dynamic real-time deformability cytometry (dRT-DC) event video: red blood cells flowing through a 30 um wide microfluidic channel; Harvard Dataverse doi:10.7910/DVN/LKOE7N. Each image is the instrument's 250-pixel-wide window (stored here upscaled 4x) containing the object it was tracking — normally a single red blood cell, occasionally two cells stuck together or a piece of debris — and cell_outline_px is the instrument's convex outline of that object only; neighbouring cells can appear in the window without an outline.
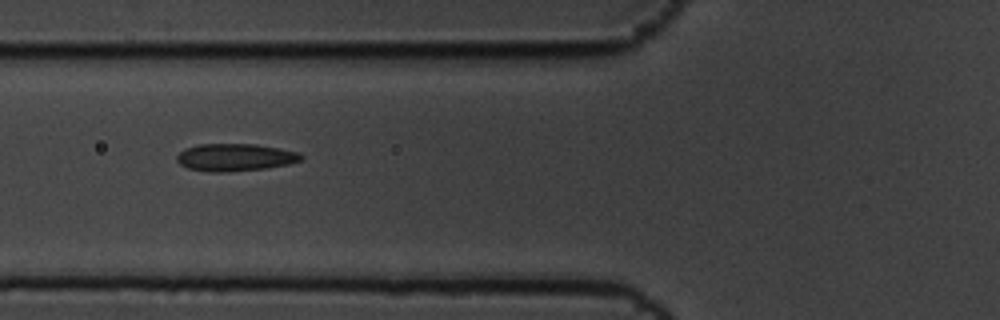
{"species": "common noctule bat (a hibernating species)", "species_latin": "Nyctalus noctula", "temperature_condition": "cold", "stored_images_in_passage": 5, "camera_frame_rate_fps": 3000, "um_per_image_px": 0.085, "animal": {"sex": "male", "body_mass_g": 19.5, "forearm_length_mm": 54.6}, "frame": {"image": 1, "passage_image": 4, "time_ms": 1.0, "image_size_px": [1000, 320], "cell_outline_px": [[304, 160], [288, 164], [264, 168], [224, 172], [208, 172], [188, 168], [180, 164], [176, 160], [176, 156], [184, 148], [200, 144], [256, 144], [280, 148], [300, 152], [304, 156]], "centroid_in_image_um": [20.0, 13.37], "position_along_channel_um": 105.8, "area_um2": 20.0}}
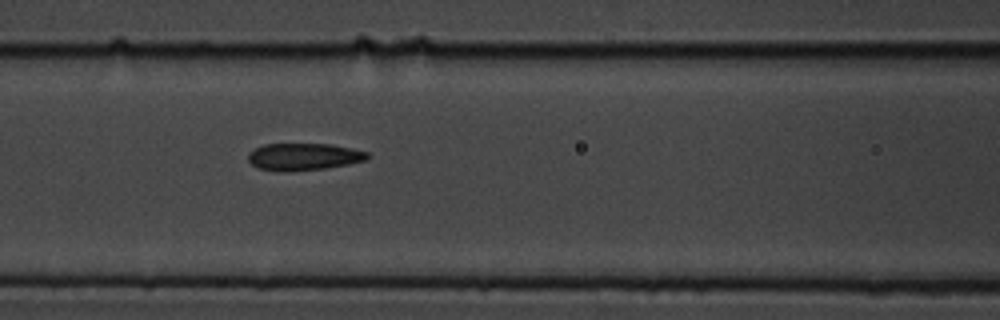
{"frame": {"image": 2, "passage_image": 5, "time_ms": 1.333, "image_size_px": [1000, 320], "cell_outline_px": [[368, 156], [364, 160], [348, 164], [324, 168], [284, 172], [280, 172], [256, 168], [248, 160], [248, 152], [264, 144], [332, 144], [352, 148], [368, 152]], "centroid_in_image_um": [25.76, 13.32], "position_along_channel_um": 140.8, "area_um2": 18.84}}